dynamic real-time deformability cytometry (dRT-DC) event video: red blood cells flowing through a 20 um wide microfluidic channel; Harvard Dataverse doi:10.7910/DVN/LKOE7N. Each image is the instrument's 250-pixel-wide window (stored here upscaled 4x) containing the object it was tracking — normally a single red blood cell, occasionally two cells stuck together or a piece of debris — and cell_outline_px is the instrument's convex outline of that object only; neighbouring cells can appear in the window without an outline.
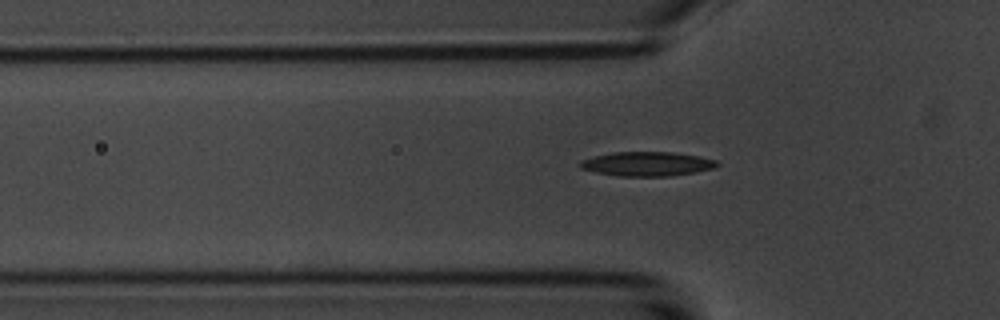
{"species": "common noctule bat (a hibernating species)", "species_latin": "Nyctalus noctula", "temperature_condition": "room temperature", "stored_images_in_passage": 32, "camera_frame_rate_fps": 3000, "um_per_image_px": 0.085, "animal": {"sex": "male", "body_mass_g": 20.1, "forearm_length_mm": 53.5}, "frame": {"image": 1, "passage_image": 2, "time_ms": 0.333, "image_size_px": [1000, 320], "cell_outline_px": [[720, 164], [712, 168], [696, 172], [668, 176], [616, 176], [596, 172], [580, 168], [580, 160], [612, 152], [672, 152], [700, 156], [716, 160]], "centroid_in_image_um": [55.0, 13.93], "position_along_channel_um": 70.8, "area_um2": 19.31}}
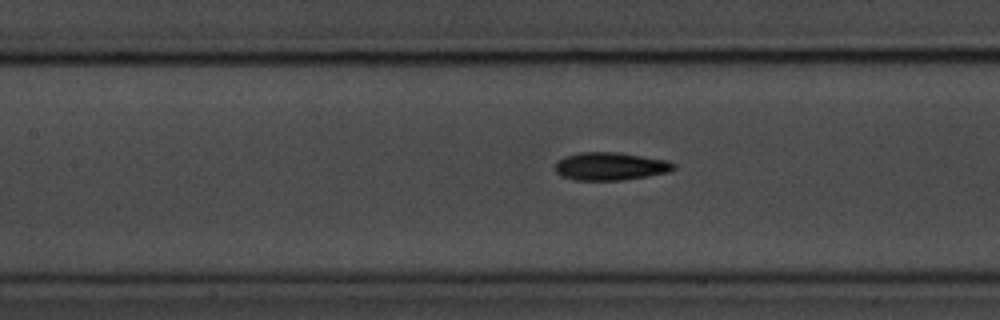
{"frame": {"image": 2, "passage_image": 9, "time_ms": 2.667, "image_size_px": [1000, 320], "cell_outline_px": [[676, 168], [668, 172], [648, 176], [620, 180], [576, 180], [564, 176], [556, 172], [556, 160], [564, 156], [580, 152], [616, 152], [664, 160], [676, 164]], "centroid_in_image_um": [51.86, 14.13], "position_along_channel_um": 155.5, "area_um2": 19.07}}
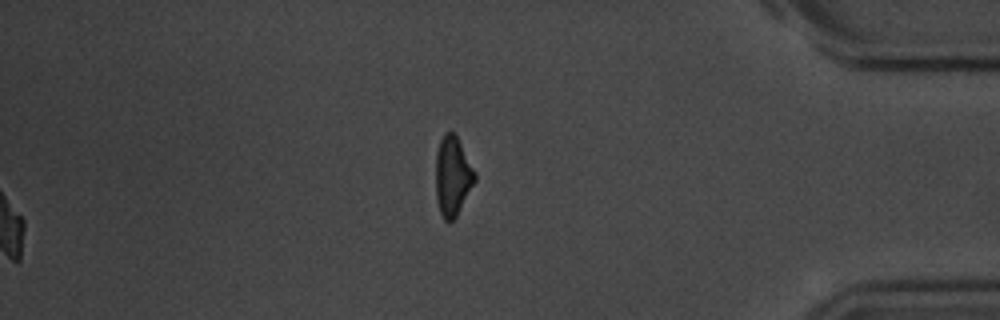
{"frame": {"image": 3, "passage_image": 32, "time_ms": 10.333, "image_size_px": [1000, 320], "cell_outline_px": [[476, 180], [456, 216], [448, 224], [444, 220], [440, 212], [436, 200], [436, 152], [440, 140], [444, 132], [456, 132], [476, 172]], "centroid_in_image_um": [38.47, 14.93], "position_along_channel_um": 396.7, "area_um2": 18.38}, "authors_computed_cell_mechanics": {"area_um2": 19.0451, "velocity_mm_per_s": 3.5826, "shape_relaxation_time_tau1_ms": 3.83, "shape_relaxation_time_tau2_ms": 2.6085, "deformation_change_tau1": 0.1514, "deformation_change_tau2": 0.107}}